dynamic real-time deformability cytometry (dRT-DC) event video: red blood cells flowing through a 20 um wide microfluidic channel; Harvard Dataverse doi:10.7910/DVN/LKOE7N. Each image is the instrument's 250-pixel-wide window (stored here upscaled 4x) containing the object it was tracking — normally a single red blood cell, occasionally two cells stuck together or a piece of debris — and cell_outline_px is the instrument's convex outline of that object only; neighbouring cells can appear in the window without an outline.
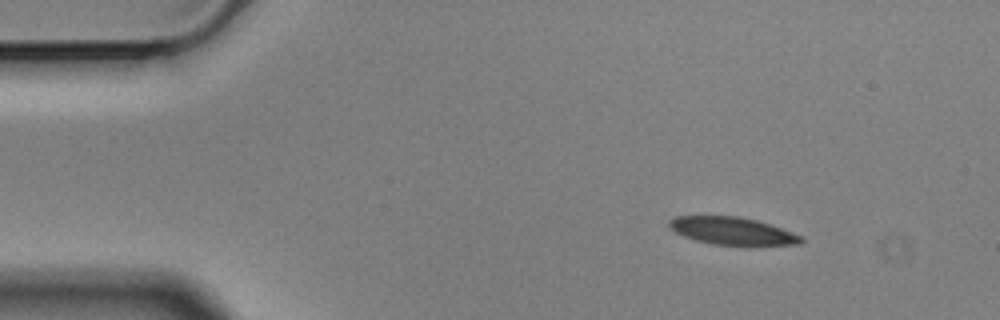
{"species": "Egyptian fruit bat (a non-hibernating species)", "species_latin": "Rousettus aegyptiacus", "temperature_condition": "cold", "stored_images_in_passage": 50, "camera_frame_rate_fps": 3000, "um_per_image_px": 0.085, "animal": {"sex": "male"}, "frame": {"image": 1, "passage_image": 1, "time_ms": 0.0, "image_size_px": [1000, 320], "cell_outline_px": [[804, 240], [800, 244], [712, 244], [696, 240], [684, 236], [668, 228], [668, 220], [676, 216], [740, 216], [756, 220], [804, 236]], "centroid_in_image_um": [62.2, 19.61], "position_along_channel_um": 22.8, "area_um2": 20.81}}
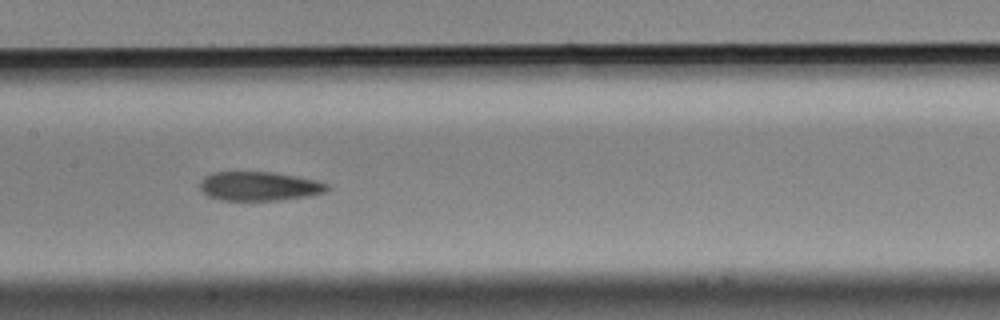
{"frame": {"image": 2, "passage_image": 21, "time_ms": 6.667, "image_size_px": [1000, 320], "cell_outline_px": [[332, 188], [328, 192], [308, 196], [280, 200], [220, 200], [208, 196], [200, 188], [200, 180], [204, 176], [212, 172], [272, 172], [296, 176], [316, 180], [328, 184]], "centroid_in_image_um": [22.06, 15.83], "position_along_channel_um": 185.3, "area_um2": 21.73}}
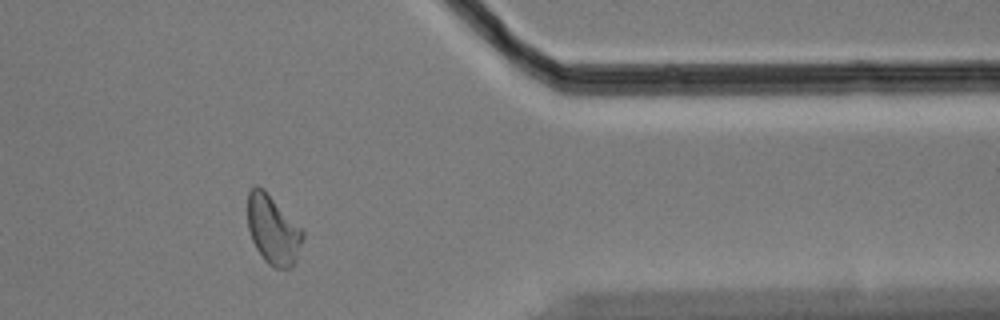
{"frame": {"image": 3, "passage_image": 40, "time_ms": 13.0, "image_size_px": [1000, 320], "cell_outline_px": [[304, 236], [296, 260], [292, 268], [276, 268], [268, 264], [264, 260], [256, 248], [252, 240], [248, 228], [248, 192], [256, 184], [264, 188], [304, 232]], "centroid_in_image_um": [23.19, 19.53], "position_along_channel_um": 388.2, "area_um2": 22.08}, "authors_computed_cell_mechanics": {"area_um2": 22.1663, "velocity_mm_per_s": 3.508, "shape_relaxation_time_tau1_ms": 3.9591, "shape_relaxation_time_tau2_ms": 2.4611, "deformation_change_tau1": 0.1405, "deformation_change_tau2": 0.0998}}